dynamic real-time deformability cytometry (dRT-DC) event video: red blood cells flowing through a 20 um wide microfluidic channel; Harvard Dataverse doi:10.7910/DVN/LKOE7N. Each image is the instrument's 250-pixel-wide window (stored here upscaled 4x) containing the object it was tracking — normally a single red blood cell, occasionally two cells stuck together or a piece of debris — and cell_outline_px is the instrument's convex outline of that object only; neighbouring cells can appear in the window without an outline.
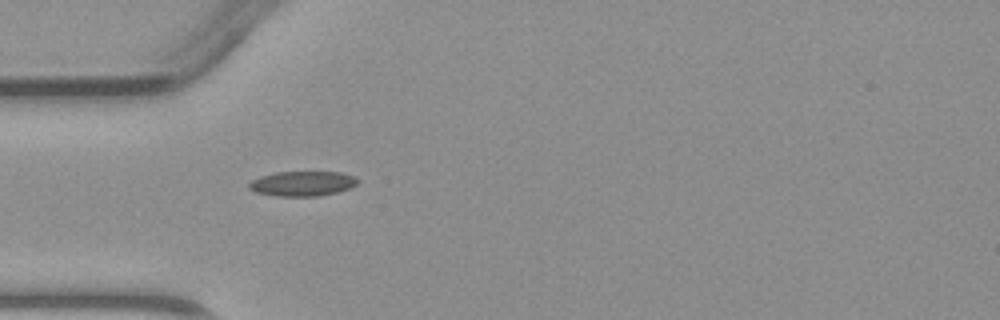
{"species": "common noctule bat (a hibernating species)", "species_latin": "Nyctalus noctula", "temperature_condition": "warm", "stored_images_in_passage": 1, "camera_frame_rate_fps": 3000, "um_per_image_px": 0.085, "animal": {"sex": "male", "body_mass_g": 23.1, "forearm_length_mm": 52.7}, "frame": {"image": 1, "passage_image": 1, "time_ms": 0.0, "image_size_px": [1000, 320], "cell_outline_px": [[360, 180], [352, 188], [336, 192], [316, 196], [276, 196], [256, 192], [248, 188], [248, 184], [252, 180], [260, 176], [276, 172], [340, 172], [356, 176]], "centroid_in_image_um": [25.73, 15.6], "position_along_channel_um": 59.3, "area_um2": 15.84}}